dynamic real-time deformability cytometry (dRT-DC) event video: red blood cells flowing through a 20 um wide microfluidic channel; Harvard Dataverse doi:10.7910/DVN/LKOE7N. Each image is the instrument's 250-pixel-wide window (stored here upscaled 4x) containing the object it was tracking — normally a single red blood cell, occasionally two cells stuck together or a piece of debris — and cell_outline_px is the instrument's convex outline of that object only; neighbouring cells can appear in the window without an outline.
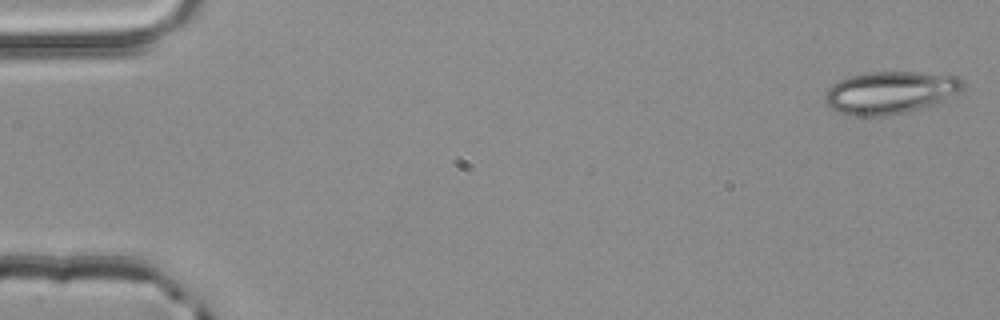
{"species": "common noctule bat (a hibernating species)", "species_latin": "Nyctalus noctula", "temperature_condition": "room temperature", "stored_images_in_passage": 52, "camera_frame_rate_fps": 3000, "um_per_image_px": 0.085, "animal": {"sex": "male", "body_mass_g": 20.4}, "frame": {"image": 1, "passage_image": 1, "time_ms": 0.0, "image_size_px": [1000, 320], "cell_outline_px": [[964, 84], [956, 92], [944, 100], [936, 104], [908, 112], [884, 116], [852, 116], [840, 112], [824, 104], [824, 96], [828, 88], [832, 84], [848, 76], [864, 72], [916, 72], [964, 76]], "centroid_in_image_um": [75.65, 7.86], "position_along_channel_um": 9.3, "area_um2": 34.45}}
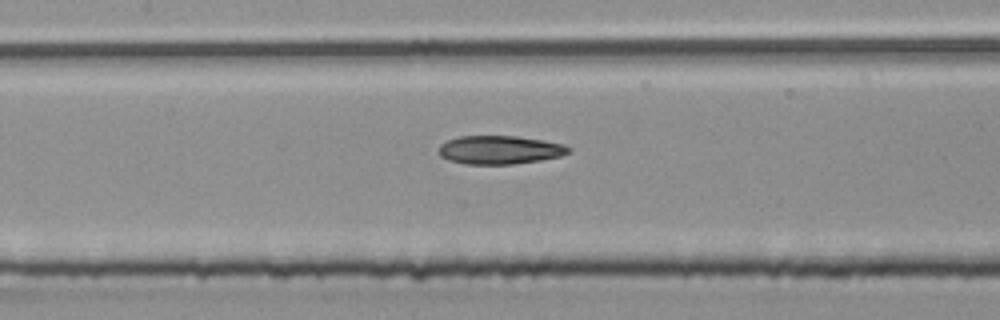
{"frame": {"image": 2, "passage_image": 24, "time_ms": 7.667, "image_size_px": [1000, 320], "cell_outline_px": [[572, 152], [560, 156], [540, 160], [512, 164], [464, 164], [448, 160], [440, 156], [436, 152], [440, 144], [448, 140], [460, 136], [516, 136], [544, 140], [560, 144], [572, 148]], "centroid_in_image_um": [42.44, 12.74], "position_along_channel_um": 165.0, "area_um2": 21.68}}
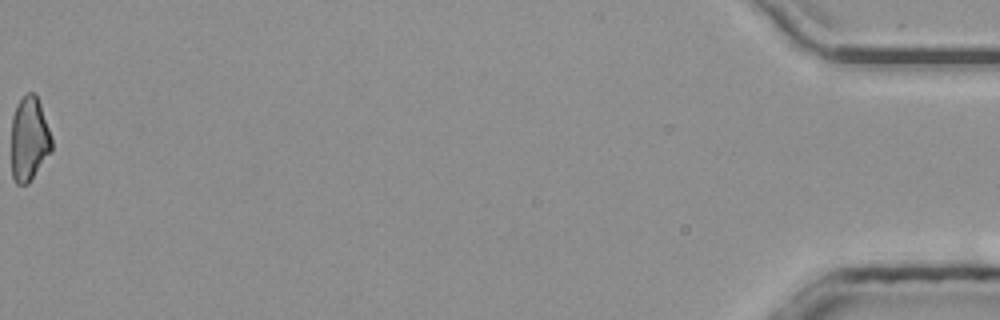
{"frame": {"image": 3, "passage_image": 52, "time_ms": 17.0, "image_size_px": [1000, 320], "cell_outline_px": [[52, 152], [28, 184], [16, 184], [12, 176], [12, 116], [16, 104], [28, 92], [32, 92], [36, 96], [40, 104], [52, 136]], "centroid_in_image_um": [2.49, 11.83], "position_along_channel_um": 432.7, "area_um2": 19.94}, "authors_computed_cell_mechanics": {"area_um2": 21.7328, "velocity_mm_per_s": 4.0277, "shape_relaxation_time_tau1_ms": 8.637, "shape_relaxation_time_tau2_ms": 8.5531, "deformation_change_tau1": 0.2092, "deformation_change_tau2": 0.198}}